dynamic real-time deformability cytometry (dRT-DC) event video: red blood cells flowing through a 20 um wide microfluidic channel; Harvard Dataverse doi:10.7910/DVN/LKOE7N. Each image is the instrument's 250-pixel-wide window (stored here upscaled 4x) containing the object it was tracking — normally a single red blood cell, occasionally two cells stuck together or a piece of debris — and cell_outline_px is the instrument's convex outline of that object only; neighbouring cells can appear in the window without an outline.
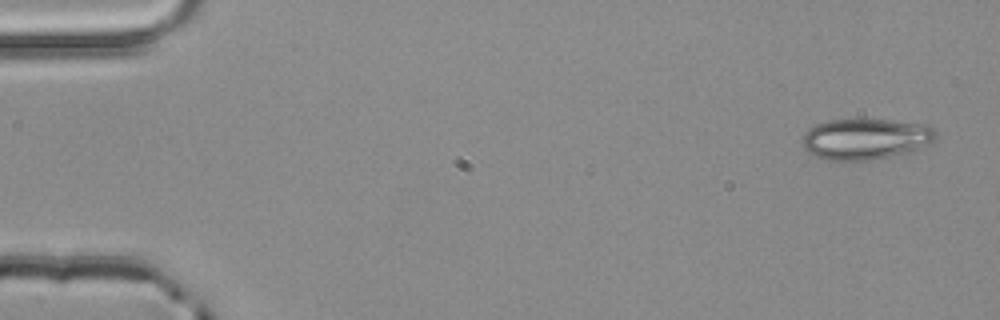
{"species": "common noctule bat (a hibernating species)", "species_latin": "Nyctalus noctula", "temperature_condition": "room temperature", "stored_images_in_passage": 4, "camera_frame_rate_fps": 3000, "um_per_image_px": 0.085, "animal": {"sex": "male", "body_mass_g": 20.4}, "frame": {"image": 1, "passage_image": 1, "time_ms": 0.0, "image_size_px": [1000, 320], "cell_outline_px": [[936, 140], [904, 156], [872, 160], [828, 160], [816, 156], [808, 152], [800, 144], [800, 140], [804, 132], [808, 128], [816, 124], [828, 120], [892, 120], [924, 124], [936, 128]], "centroid_in_image_um": [73.6, 11.83], "position_along_channel_um": 11.4, "area_um2": 32.6}}